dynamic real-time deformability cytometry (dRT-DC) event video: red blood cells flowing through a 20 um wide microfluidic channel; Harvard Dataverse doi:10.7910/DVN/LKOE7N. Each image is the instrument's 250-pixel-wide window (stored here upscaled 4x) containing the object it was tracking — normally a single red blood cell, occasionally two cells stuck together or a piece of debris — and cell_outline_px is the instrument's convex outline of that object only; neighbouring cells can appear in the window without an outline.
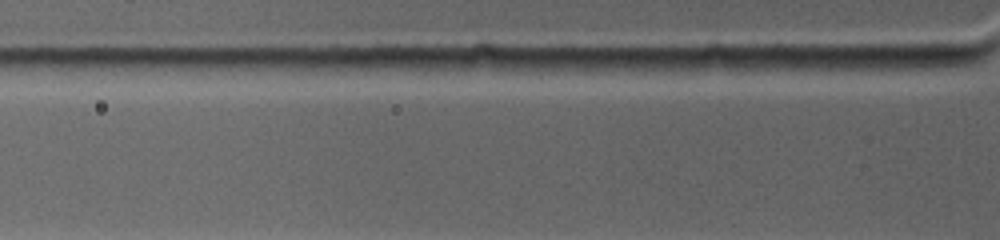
{"species": "common noctule bat (a hibernating species)", "species_latin": "Nyctalus noctula", "temperature_condition": "warm", "stored_images_in_passage": 3, "camera_frame_rate_fps": 4500, "um_per_image_px": 0.085, "animal": {"sex": "female", "body_mass_g": 19.0, "forearm_length_mm": 53.3}, "frame": {"image": 1, "passage_image": 3, "time_ms": 2.222, "image_size_px": [1000, 240], "cell_outline_px": [[972, 60], [968, 64], [932, 72], [844, 68], [860, 56], [964, 56]], "centroid_in_image_um": [77.25, 5.36], "position_along_channel_um": 48.5, "area_um2": 11.39}}